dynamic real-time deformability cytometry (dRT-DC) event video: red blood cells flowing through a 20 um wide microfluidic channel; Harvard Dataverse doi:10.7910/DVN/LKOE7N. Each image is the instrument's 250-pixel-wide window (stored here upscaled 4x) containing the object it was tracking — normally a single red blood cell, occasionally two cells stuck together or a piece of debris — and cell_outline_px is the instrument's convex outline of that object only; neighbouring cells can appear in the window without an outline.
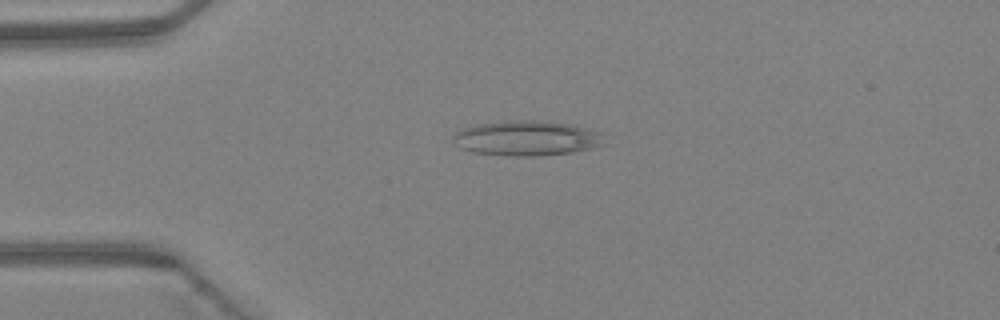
{"species": "Egyptian fruit bat (a non-hibernating species)", "species_latin": "Rousettus aegyptiacus", "temperature_condition": "warm", "stored_images_in_passage": 5, "camera_frame_rate_fps": 3000, "um_per_image_px": 0.085, "animal": {"sex": "female"}, "frame": {"image": 1, "passage_image": 3, "time_ms": 0.667, "image_size_px": [1000, 320], "cell_outline_px": [[608, 144], [592, 148], [572, 152], [536, 156], [508, 156], [472, 152], [460, 148], [452, 140], [452, 136], [456, 132], [464, 128], [476, 124], [504, 120], [540, 120], [576, 124], [604, 132]], "centroid_in_image_um": [44.86, 11.73], "position_along_channel_um": 40.1, "area_um2": 31.73}}
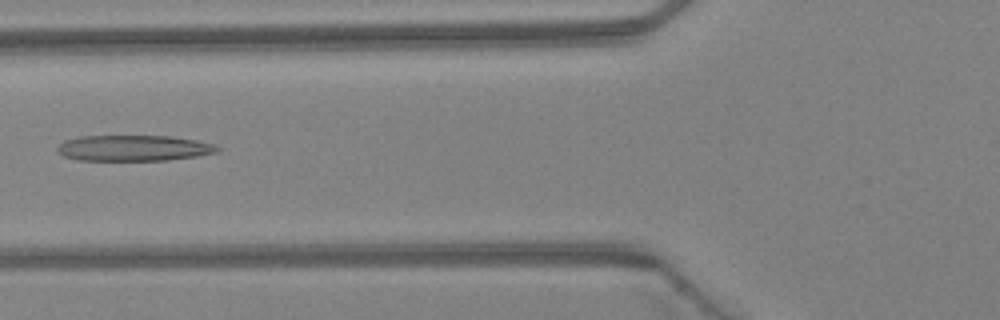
{"frame": {"image": 2, "passage_image": 5, "time_ms": 1.333, "image_size_px": [1000, 320], "cell_outline_px": [[220, 148], [216, 152], [196, 156], [164, 160], [76, 160], [64, 156], [56, 148], [64, 140], [80, 136], [168, 136], [196, 140], [212, 144]], "centroid_in_image_um": [11.32, 12.58], "position_along_channel_um": 114.5, "area_um2": 23.81}}